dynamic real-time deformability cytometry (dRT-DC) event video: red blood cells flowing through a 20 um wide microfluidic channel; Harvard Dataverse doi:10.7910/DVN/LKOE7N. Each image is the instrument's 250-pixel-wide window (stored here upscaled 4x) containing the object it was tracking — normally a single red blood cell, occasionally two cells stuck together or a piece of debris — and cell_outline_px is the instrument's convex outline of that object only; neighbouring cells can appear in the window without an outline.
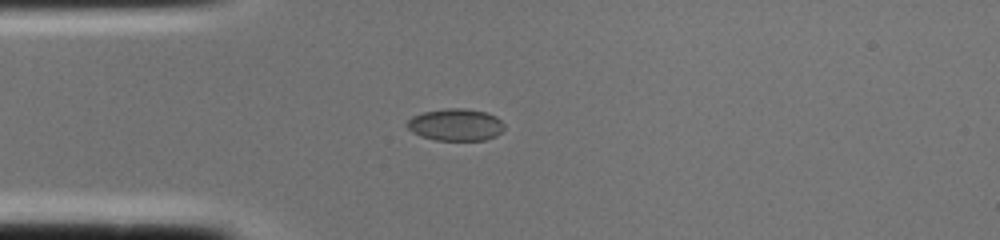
{"species": "common noctule bat (a hibernating species)", "species_latin": "Nyctalus noctula", "temperature_condition": "cold", "stored_images_in_passage": 1, "camera_frame_rate_fps": 3000, "um_per_image_px": 0.085, "animal": {"sex": "female", "body_mass_g": 22.0, "forearm_length_mm": 56.7}, "frame": {"image": 1, "passage_image": 1, "time_ms": 0.0, "image_size_px": [1000, 240], "cell_outline_px": [[504, 128], [496, 136], [484, 140], [436, 140], [420, 136], [412, 132], [404, 124], [412, 116], [424, 112], [444, 108], [464, 108], [484, 112], [496, 116], [504, 124]], "centroid_in_image_um": [38.7, 10.6], "position_along_channel_um": 46.3, "area_um2": 18.21}}